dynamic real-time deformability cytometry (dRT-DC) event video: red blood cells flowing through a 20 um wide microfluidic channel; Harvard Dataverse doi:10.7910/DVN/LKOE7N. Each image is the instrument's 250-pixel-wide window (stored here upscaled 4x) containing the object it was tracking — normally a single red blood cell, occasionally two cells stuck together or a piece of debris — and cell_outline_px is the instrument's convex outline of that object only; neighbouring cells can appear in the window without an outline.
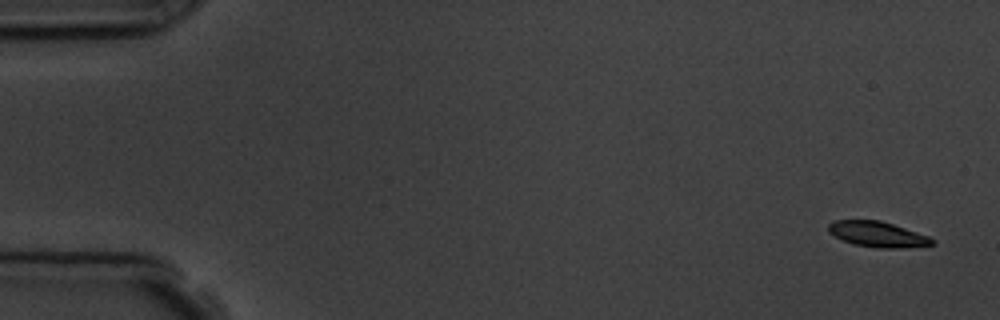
{"species": "common noctule bat (a hibernating species)", "species_latin": "Nyctalus noctula", "temperature_condition": "room temperature", "stored_images_in_passage": 5, "camera_frame_rate_fps": 3000, "um_per_image_px": 0.085, "animal": {"sex": "male", "body_mass_g": 19.5, "forearm_length_mm": 54.6}, "frame": {"image": 1, "passage_image": 1, "time_ms": 0.0, "image_size_px": [1000, 320], "cell_outline_px": [[936, 244], [896, 248], [876, 248], [852, 244], [828, 232], [828, 224], [832, 220], [880, 220], [928, 236], [936, 240]], "centroid_in_image_um": [74.57, 19.91], "position_along_channel_um": 10.4, "area_um2": 15.32}}
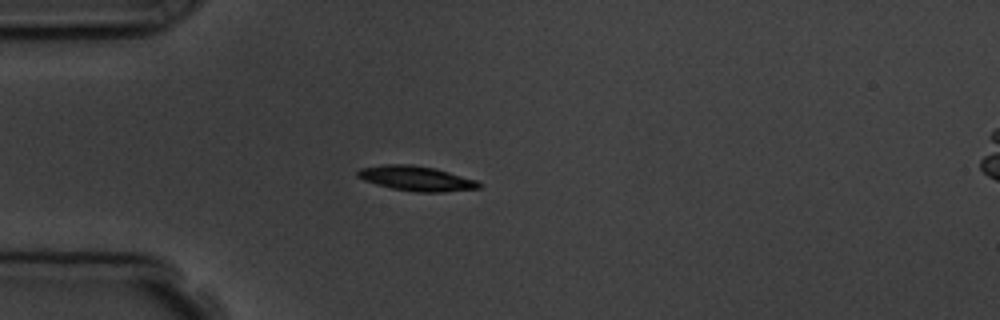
{"frame": {"image": 2, "passage_image": 4, "time_ms": 4.333, "image_size_px": [1000, 320], "cell_outline_px": [[484, 184], [480, 188], [444, 192], [416, 192], [392, 188], [376, 184], [364, 180], [356, 176], [356, 172], [360, 168], [384, 164], [412, 164], [436, 168], [476, 180]], "centroid_in_image_um": [35.4, 15.16], "position_along_channel_um": 49.6, "area_um2": 17.69}}